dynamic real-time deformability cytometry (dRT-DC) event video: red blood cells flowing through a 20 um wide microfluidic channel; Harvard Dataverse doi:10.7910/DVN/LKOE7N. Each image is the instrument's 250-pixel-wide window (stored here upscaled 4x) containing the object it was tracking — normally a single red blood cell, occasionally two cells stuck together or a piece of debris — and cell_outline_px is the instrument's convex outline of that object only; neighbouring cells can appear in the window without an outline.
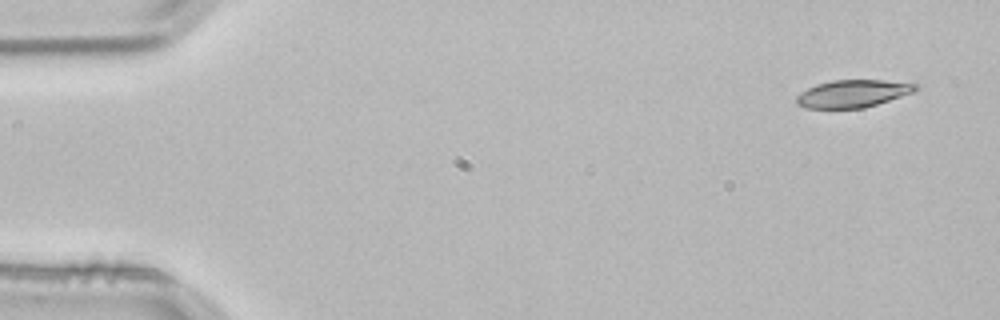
{"species": "common noctule bat (a hibernating species)", "species_latin": "Nyctalus noctula", "temperature_condition": "room temperature", "stored_images_in_passage": 4, "segment_of_instrument_passage": [1, 2], "camera_frame_rate_fps": 3000, "um_per_image_px": 0.085, "animal": {"sex": "male", "body_mass_g": 21.5, "forearm_length_mm": 52.0}, "frame": {"image": 1, "passage_image": 1, "time_ms": 0.0, "image_size_px": [1000, 320], "cell_outline_px": [[920, 88], [912, 92], [864, 108], [808, 108], [796, 104], [796, 96], [800, 92], [816, 84], [832, 80], [880, 80], [920, 84]], "centroid_in_image_um": [72.46, 7.95], "position_along_channel_um": 12.5, "area_um2": 18.96}}